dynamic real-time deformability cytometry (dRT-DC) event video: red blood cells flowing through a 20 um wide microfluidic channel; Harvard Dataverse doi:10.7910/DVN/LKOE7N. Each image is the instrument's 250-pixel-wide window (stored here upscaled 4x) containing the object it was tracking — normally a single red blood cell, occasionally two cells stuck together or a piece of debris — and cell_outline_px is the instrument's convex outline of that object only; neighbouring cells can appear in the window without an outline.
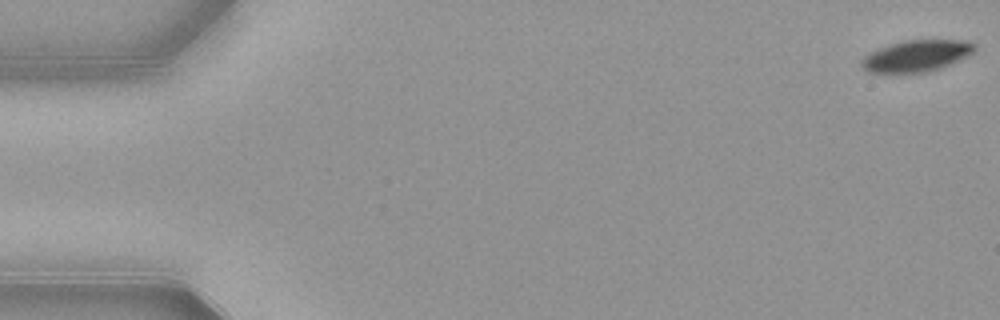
{"species": "common noctule bat (a hibernating species)", "species_latin": "Nyctalus noctula", "temperature_condition": "warm", "stored_images_in_passage": 7, "camera_frame_rate_fps": 3000, "um_per_image_px": 0.085, "animal": {"sex": "female", "body_mass_g": 21.9}, "frame": {"image": 1, "passage_image": 1, "time_ms": 0.0, "image_size_px": [1000, 320], "cell_outline_px": [[976, 48], [968, 56], [952, 64], [928, 72], [868, 72], [860, 64], [860, 60], [864, 56], [876, 48], [888, 44], [904, 40], [968, 40], [976, 44]], "centroid_in_image_um": [77.91, 4.73], "position_along_channel_um": 7.1, "area_um2": 20.92}}